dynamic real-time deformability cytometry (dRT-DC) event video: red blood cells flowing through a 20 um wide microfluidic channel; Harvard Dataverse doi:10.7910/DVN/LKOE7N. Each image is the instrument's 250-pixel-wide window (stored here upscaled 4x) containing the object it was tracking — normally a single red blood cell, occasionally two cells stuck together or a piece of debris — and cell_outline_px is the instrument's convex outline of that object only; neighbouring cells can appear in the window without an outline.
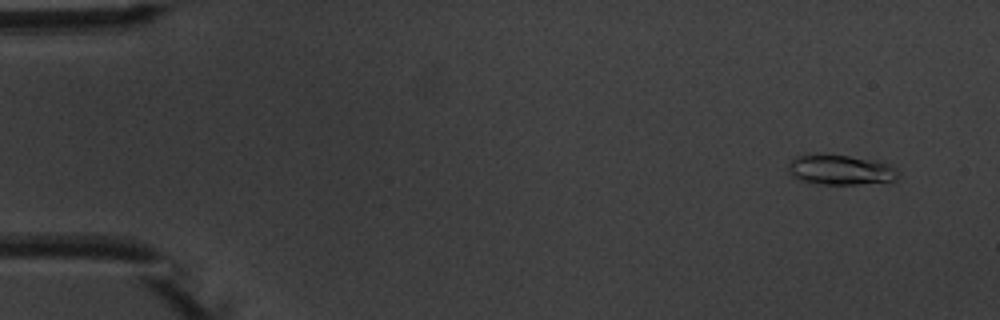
{"species": "common noctule bat (a hibernating species)", "species_latin": "Nyctalus noctula", "temperature_condition": "warm", "stored_images_in_passage": 8, "camera_frame_rate_fps": 3000, "um_per_image_px": 0.085, "animal": {"sex": "male", "body_mass_g": 20.1, "forearm_length_mm": 53.5}, "frame": {"image": 1, "passage_image": 1, "time_ms": 0.0, "image_size_px": [1000, 320], "cell_outline_px": [[900, 176], [896, 180], [856, 184], [816, 184], [796, 180], [788, 172], [788, 164], [796, 156], [804, 152], [820, 152], [884, 160], [892, 164], [900, 172]], "centroid_in_image_um": [71.43, 14.38], "position_along_channel_um": 13.6, "area_um2": 20.46}}
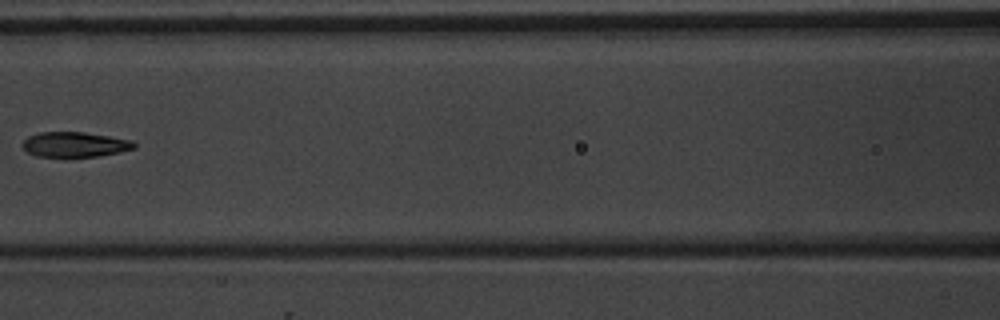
{"frame": {"image": 2, "passage_image": 7, "time_ms": 7.0, "image_size_px": [1000, 320], "cell_outline_px": [[136, 148], [120, 152], [96, 156], [68, 160], [36, 156], [28, 152], [20, 144], [28, 136], [40, 132], [84, 132], [132, 140], [136, 144]], "centroid_in_image_um": [6.32, 12.33], "position_along_channel_um": 160.3, "area_um2": 17.05}}
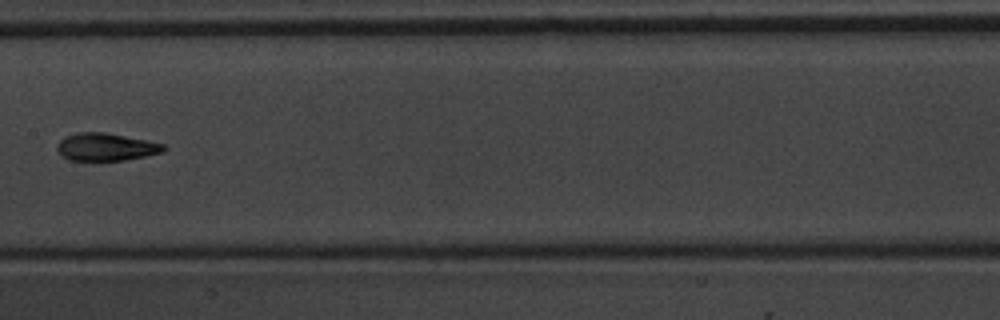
{"frame": {"image": 3, "passage_image": 8, "time_ms": 8.0, "image_size_px": [1000, 320], "cell_outline_px": [[168, 148], [164, 152], [148, 156], [124, 160], [68, 160], [60, 156], [56, 148], [56, 144], [64, 136], [76, 132], [108, 132], [148, 140], [164, 144]], "centroid_in_image_um": [9.01, 12.48], "position_along_channel_um": 198.4, "area_um2": 17.63}}